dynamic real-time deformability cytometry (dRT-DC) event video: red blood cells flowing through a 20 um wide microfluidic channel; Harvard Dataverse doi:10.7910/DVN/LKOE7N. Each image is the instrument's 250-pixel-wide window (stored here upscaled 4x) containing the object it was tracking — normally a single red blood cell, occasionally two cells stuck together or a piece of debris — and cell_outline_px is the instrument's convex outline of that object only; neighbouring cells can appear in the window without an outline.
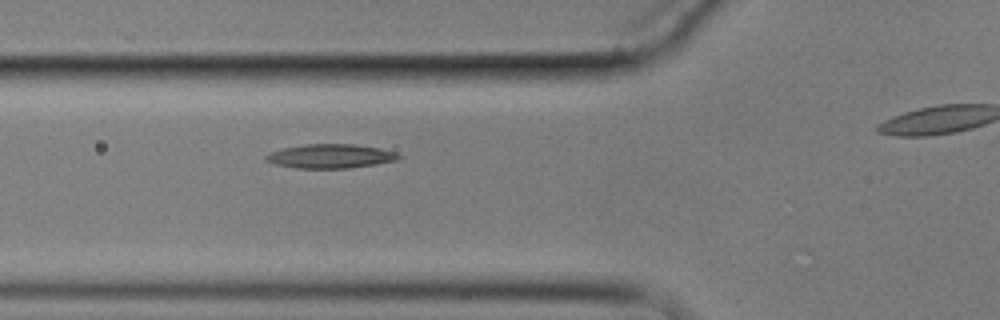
{"species": "common noctule bat (a hibernating species)", "species_latin": "Nyctalus noctula", "temperature_condition": "cold", "stored_images_in_passage": 3, "segment_of_instrument_passage": [1, 2], "camera_frame_rate_fps": 3000, "um_per_image_px": 0.085, "animal": {"sex": "male", "body_mass_g": 17.9}, "frame": {"image": 1, "passage_image": 2, "time_ms": 1.0, "image_size_px": [1000, 320], "cell_outline_px": [[404, 156], [396, 160], [348, 168], [296, 168], [276, 164], [264, 160], [264, 156], [272, 152], [284, 148], [304, 144], [352, 144], [380, 148], [396, 152]], "centroid_in_image_um": [28.09, 13.27], "position_along_channel_um": 97.7, "area_um2": 18.44}}